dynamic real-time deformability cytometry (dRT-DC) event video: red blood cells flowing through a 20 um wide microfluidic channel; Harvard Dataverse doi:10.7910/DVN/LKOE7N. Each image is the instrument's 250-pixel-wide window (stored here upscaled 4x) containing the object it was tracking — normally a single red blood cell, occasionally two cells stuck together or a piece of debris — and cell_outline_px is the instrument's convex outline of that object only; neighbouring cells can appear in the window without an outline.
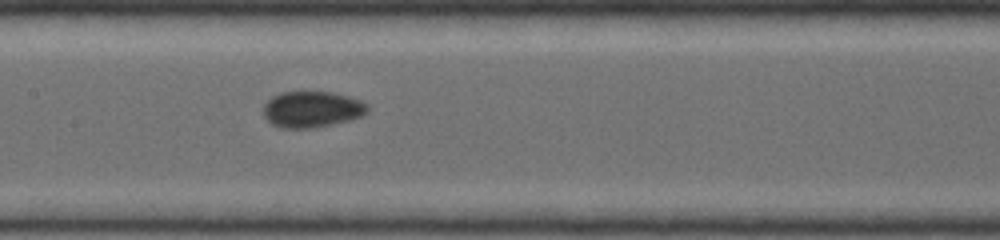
{"species": "common noctule bat (a hibernating species)", "species_latin": "Nyctalus noctula", "temperature_condition": "warm", "stored_images_in_passage": 5, "camera_frame_rate_fps": 5000, "um_per_image_px": 0.085, "animal": {"sex": "female", "body_mass_g": 19.0, "forearm_length_mm": 53.3}, "frame": {"image": 1, "passage_image": 5, "time_ms": 2.8, "image_size_px": [1000, 240], "cell_outline_px": [[368, 112], [360, 116], [348, 120], [332, 124], [312, 128], [280, 128], [272, 124], [264, 116], [264, 104], [272, 96], [280, 92], [332, 92], [348, 96], [360, 100], [368, 104]], "centroid_in_image_um": [26.5, 9.29], "position_along_channel_um": 180.9, "area_um2": 21.91}}